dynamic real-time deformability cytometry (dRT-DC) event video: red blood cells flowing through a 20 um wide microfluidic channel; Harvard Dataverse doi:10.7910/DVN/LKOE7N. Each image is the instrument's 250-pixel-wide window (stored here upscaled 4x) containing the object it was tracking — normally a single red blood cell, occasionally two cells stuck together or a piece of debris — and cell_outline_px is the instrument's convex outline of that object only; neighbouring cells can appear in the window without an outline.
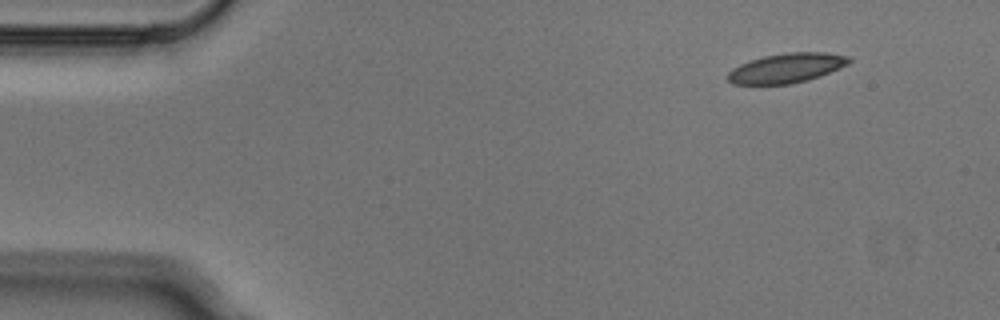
{"species": "Egyptian fruit bat (a non-hibernating species)", "species_latin": "Rousettus aegyptiacus", "temperature_condition": "cold", "stored_images_in_passage": 4, "camera_frame_rate_fps": 3000, "um_per_image_px": 0.085, "animal": {"sex": "male"}, "frame": {"image": 1, "passage_image": 1, "time_ms": 0.0, "image_size_px": [1000, 320], "cell_outline_px": [[852, 60], [848, 64], [820, 76], [808, 80], [792, 84], [732, 84], [728, 80], [728, 72], [732, 68], [740, 64], [764, 56], [788, 52], [824, 52], [852, 56]], "centroid_in_image_um": [66.89, 5.78], "position_along_channel_um": 18.1, "area_um2": 20.92}}
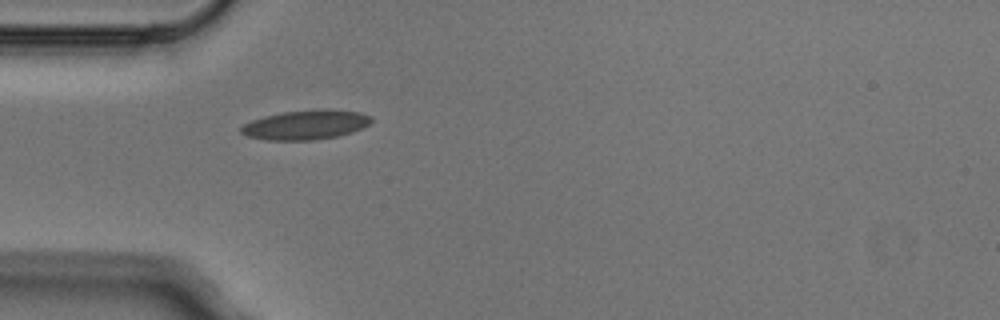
{"frame": {"image": 2, "passage_image": 4, "time_ms": 1.0, "image_size_px": [1000, 320], "cell_outline_px": [[372, 120], [368, 124], [352, 132], [336, 136], [312, 140], [264, 140], [248, 136], [240, 132], [240, 128], [244, 124], [252, 120], [264, 116], [284, 112], [324, 108], [328, 108], [360, 112], [372, 116]], "centroid_in_image_um": [25.99, 10.59], "position_along_channel_um": 59.0, "area_um2": 22.37}}